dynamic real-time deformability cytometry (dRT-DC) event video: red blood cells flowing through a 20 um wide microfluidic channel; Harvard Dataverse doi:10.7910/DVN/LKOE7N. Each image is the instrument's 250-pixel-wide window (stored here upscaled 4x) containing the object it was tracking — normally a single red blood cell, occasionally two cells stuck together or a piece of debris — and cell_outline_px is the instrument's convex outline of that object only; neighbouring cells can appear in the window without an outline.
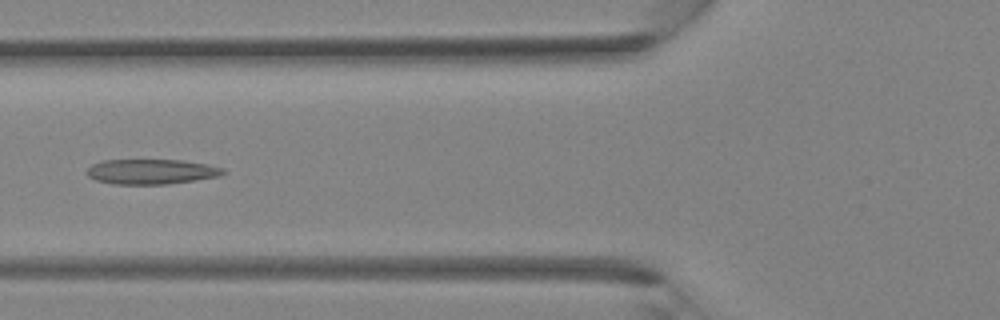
{"species": "Egyptian fruit bat (a non-hibernating species)", "species_latin": "Rousettus aegyptiacus", "temperature_condition": "room temperature", "stored_images_in_passage": 35, "camera_frame_rate_fps": 3000, "um_per_image_px": 0.085, "animal": {"sex": "female"}, "frame": {"image": 1, "passage_image": 13, "time_ms": 4.0, "image_size_px": [1000, 320], "cell_outline_px": [[228, 172], [220, 176], [164, 184], [116, 184], [96, 180], [88, 176], [88, 168], [92, 164], [100, 160], [184, 160], [208, 164], [224, 168]], "centroid_in_image_um": [12.89, 14.57], "position_along_channel_um": 112.9, "area_um2": 19.83}}
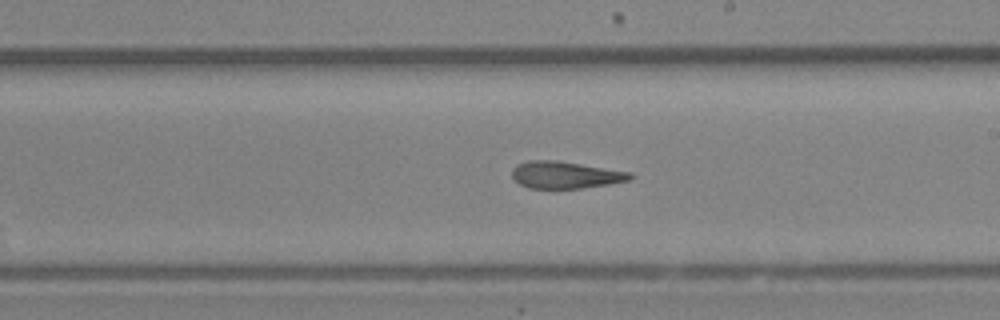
{"frame": {"image": 2, "passage_image": 20, "time_ms": 6.333, "image_size_px": [1000, 320], "cell_outline_px": [[636, 176], [628, 180], [608, 184], [580, 188], [528, 188], [520, 184], [512, 176], [512, 168], [516, 164], [528, 160], [560, 160], [632, 172]], "centroid_in_image_um": [48.06, 14.85], "position_along_channel_um": 240.9, "area_um2": 18.79}}
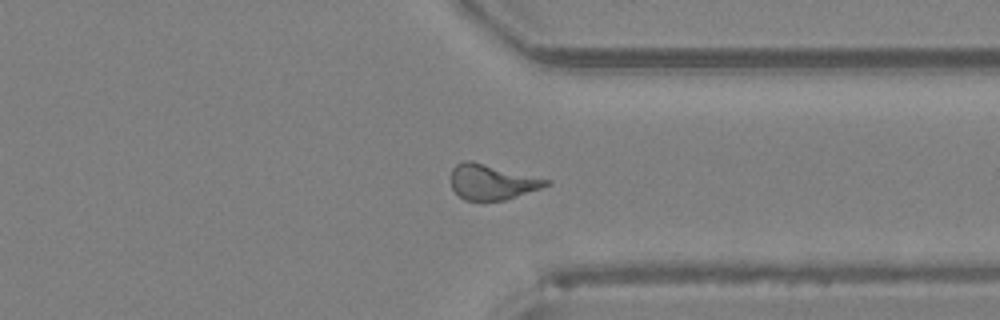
{"frame": {"image": 3, "passage_image": 27, "time_ms": 8.667, "image_size_px": [1000, 320], "cell_outline_px": [[552, 180], [548, 184], [540, 188], [504, 200], [464, 200], [452, 188], [452, 168], [456, 164], [464, 160], [472, 160]], "centroid_in_image_um": [41.81, 15.44], "position_along_channel_um": 369.6, "area_um2": 19.42}}